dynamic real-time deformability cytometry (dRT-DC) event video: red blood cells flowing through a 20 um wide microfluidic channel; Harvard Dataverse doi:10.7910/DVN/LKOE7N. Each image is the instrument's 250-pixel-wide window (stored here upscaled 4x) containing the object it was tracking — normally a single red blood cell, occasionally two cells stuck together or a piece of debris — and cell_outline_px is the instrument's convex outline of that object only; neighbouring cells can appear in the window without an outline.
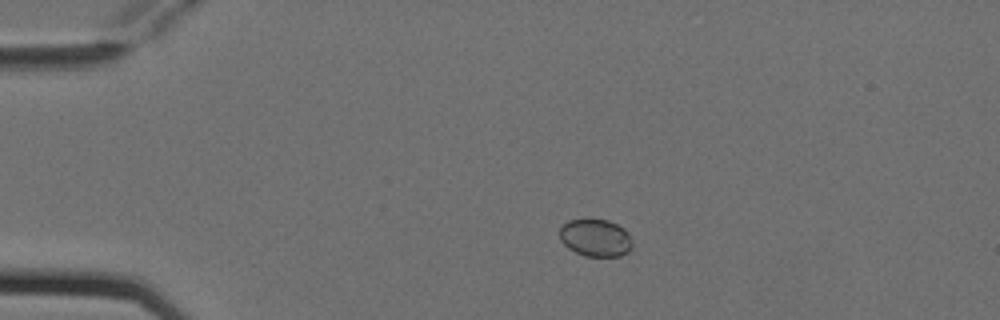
{"species": "Egyptian fruit bat (a non-hibernating species)", "species_latin": "Rousettus aegyptiacus", "temperature_condition": "cold", "stored_images_in_passage": 3, "camera_frame_rate_fps": 3000, "um_per_image_px": 0.085, "animal": {"sex": "female"}, "frame": {"image": 1, "passage_image": 2, "time_ms": 0.333, "image_size_px": [1000, 320], "cell_outline_px": [[632, 248], [628, 252], [620, 256], [584, 256], [568, 248], [560, 240], [560, 228], [568, 220], [608, 220], [624, 228], [628, 232], [632, 240]], "centroid_in_image_um": [50.64, 20.23], "position_along_channel_um": 34.4, "area_um2": 15.84}}